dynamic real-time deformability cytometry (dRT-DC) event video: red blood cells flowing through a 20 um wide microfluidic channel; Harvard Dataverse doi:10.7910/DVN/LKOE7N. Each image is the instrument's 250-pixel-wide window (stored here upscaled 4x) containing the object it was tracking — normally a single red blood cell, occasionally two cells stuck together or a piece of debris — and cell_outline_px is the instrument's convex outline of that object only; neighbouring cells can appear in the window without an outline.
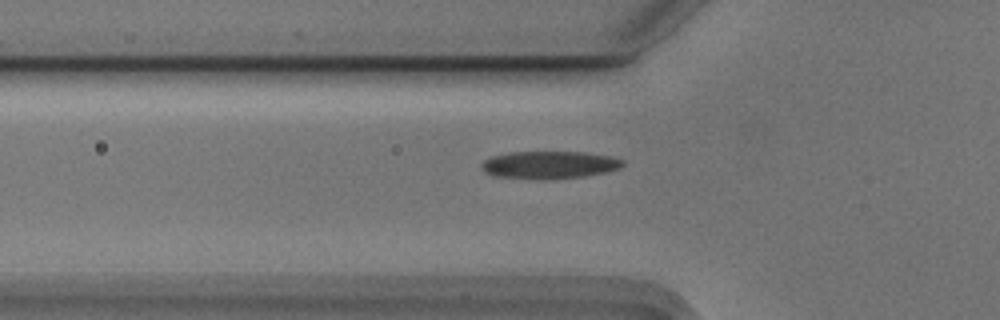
{"species": "Egyptian fruit bat (a non-hibernating species)", "species_latin": "Rousettus aegyptiacus", "temperature_condition": "cold", "stored_images_in_passage": 40, "camera_frame_rate_fps": 3000, "um_per_image_px": 0.085, "animal": {"sex": "male"}, "frame": {"image": 1, "passage_image": 7, "time_ms": 2.0, "image_size_px": [1000, 320], "cell_outline_px": [[624, 164], [620, 168], [604, 172], [584, 176], [544, 180], [540, 180], [492, 176], [484, 172], [480, 168], [480, 164], [484, 160], [492, 156], [512, 152], [584, 152], [612, 156], [624, 160]], "centroid_in_image_um": [46.66, 14.02], "position_along_channel_um": 79.1, "area_um2": 22.95}}
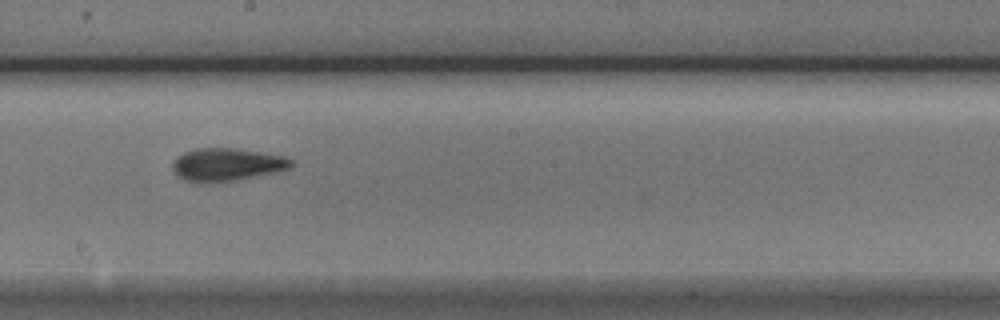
{"frame": {"image": 2, "passage_image": 19, "time_ms": 6.0, "image_size_px": [1000, 320], "cell_outline_px": [[296, 164], [288, 168], [276, 172], [236, 180], [212, 184], [196, 184], [184, 180], [176, 176], [172, 168], [172, 164], [176, 156], [184, 152], [196, 148], [232, 148], [260, 152], [284, 156], [292, 160]], "centroid_in_image_um": [19.22, 14.02], "position_along_channel_um": 229.0, "area_um2": 23.18}}
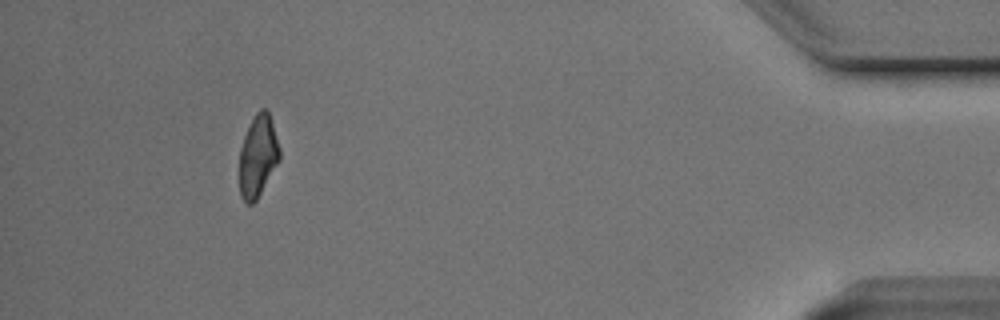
{"frame": {"image": 3, "passage_image": 39, "time_ms": 12.667, "image_size_px": [1000, 320], "cell_outline_px": [[280, 160], [256, 200], [252, 204], [248, 204], [240, 196], [240, 148], [244, 136], [256, 112], [260, 108], [264, 108], [268, 112], [280, 148]], "centroid_in_image_um": [21.92, 13.28], "position_along_channel_um": 413.3, "area_um2": 18.9}}